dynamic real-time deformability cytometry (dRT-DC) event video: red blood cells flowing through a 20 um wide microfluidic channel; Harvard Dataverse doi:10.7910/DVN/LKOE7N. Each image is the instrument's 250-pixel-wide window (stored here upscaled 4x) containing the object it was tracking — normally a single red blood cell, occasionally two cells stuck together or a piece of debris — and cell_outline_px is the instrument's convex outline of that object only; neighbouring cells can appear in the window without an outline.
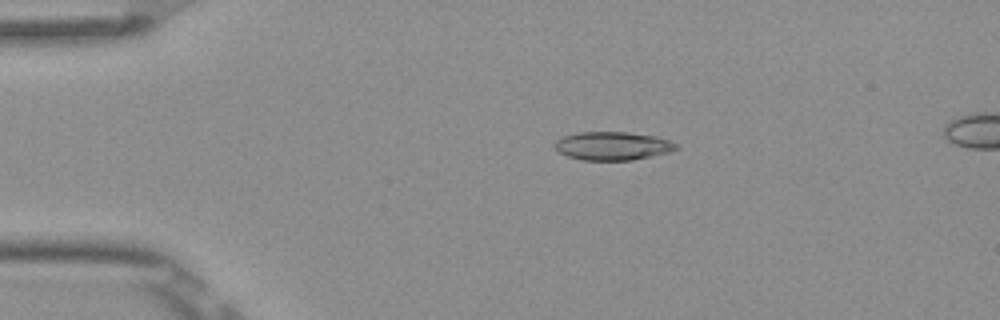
{"species": "Egyptian fruit bat (a non-hibernating species)", "species_latin": "Rousettus aegyptiacus", "temperature_condition": "room temperature", "stored_images_in_passage": 6, "camera_frame_rate_fps": 3000, "um_per_image_px": 0.085, "frame": {"image": 1, "passage_image": 3, "time_ms": 0.667, "image_size_px": [1000, 320], "cell_outline_px": [[680, 148], [668, 152], [632, 160], [580, 160], [568, 156], [560, 152], [556, 148], [556, 140], [564, 136], [576, 132], [628, 132], [656, 136], [668, 140], [676, 144]], "centroid_in_image_um": [52.08, 12.4], "position_along_channel_um": 32.9, "area_um2": 19.94}}
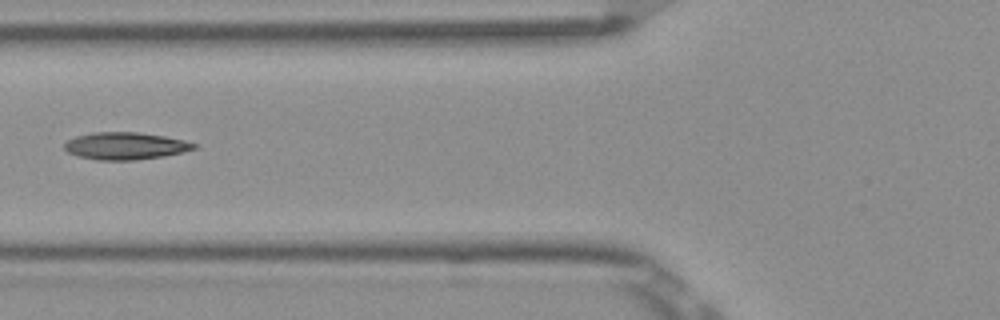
{"frame": {"image": 2, "passage_image": 6, "time_ms": 1.667, "image_size_px": [1000, 320], "cell_outline_px": [[200, 144], [196, 148], [164, 156], [136, 160], [96, 160], [76, 156], [68, 152], [64, 148], [64, 144], [68, 140], [76, 136], [92, 132], [136, 132], [164, 136], [184, 140]], "centroid_in_image_um": [10.64, 12.4], "position_along_channel_um": 115.2, "area_um2": 20.63}}